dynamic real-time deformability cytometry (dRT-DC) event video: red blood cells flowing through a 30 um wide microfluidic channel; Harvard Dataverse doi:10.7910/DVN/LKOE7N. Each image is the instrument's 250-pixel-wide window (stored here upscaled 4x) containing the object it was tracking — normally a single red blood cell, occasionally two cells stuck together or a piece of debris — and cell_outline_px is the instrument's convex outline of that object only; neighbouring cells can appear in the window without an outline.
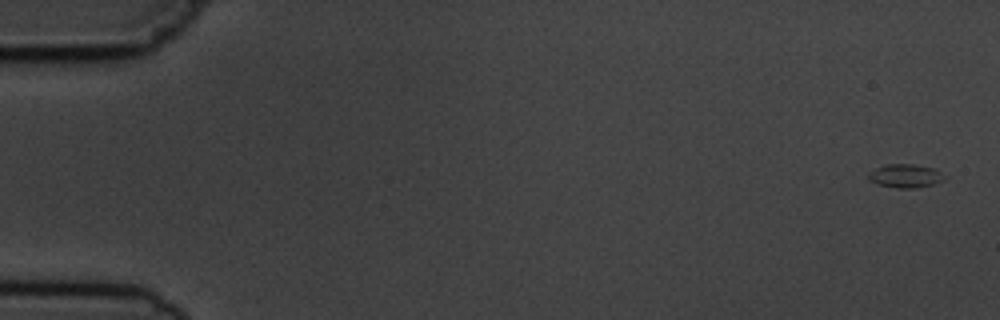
{"species": "common noctule bat (a hibernating species)", "species_latin": "Nyctalus noctula", "temperature_condition": "cold", "stored_images_in_passage": 6, "camera_frame_rate_fps": 3000, "um_per_image_px": 0.085, "animal": {"sex": "male", "body_mass_g": 19.5, "forearm_length_mm": 54.6}, "frame": {"image": 1, "passage_image": 1, "time_ms": 0.0, "image_size_px": [1000, 320], "cell_outline_px": [[948, 176], [944, 180], [932, 184], [916, 188], [896, 188], [876, 184], [868, 180], [868, 172], [876, 168], [888, 164], [912, 164], [936, 168]], "centroid_in_image_um": [76.98, 14.95], "position_along_channel_um": 8.0, "area_um2": 10.64}}